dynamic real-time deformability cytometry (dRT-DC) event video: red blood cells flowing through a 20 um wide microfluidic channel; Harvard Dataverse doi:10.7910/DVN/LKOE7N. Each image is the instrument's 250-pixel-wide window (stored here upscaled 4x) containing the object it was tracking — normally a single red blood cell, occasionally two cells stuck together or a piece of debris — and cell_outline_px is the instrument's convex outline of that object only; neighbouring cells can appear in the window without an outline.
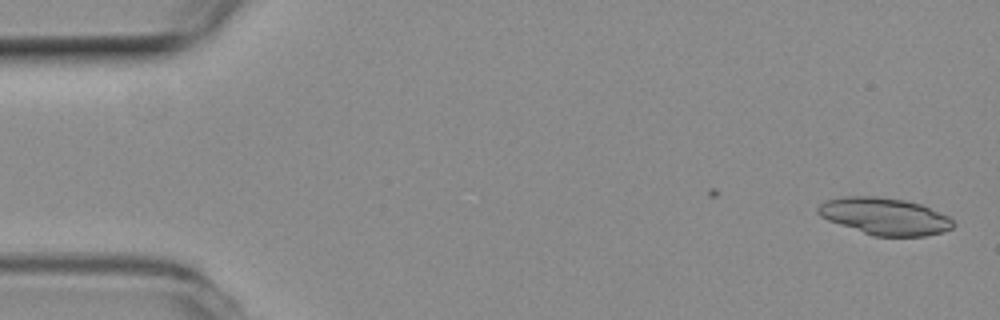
{"species": "common noctule bat (a hibernating species)", "species_latin": "Nyctalus noctula", "temperature_condition": "room temperature", "stored_images_in_passage": 44, "camera_frame_rate_fps": 3000, "um_per_image_px": 0.085, "animal": {"sex": "female", "body_mass_g": 19.3, "forearm_length_mm": 54.1}, "frame": {"image": 1, "passage_image": 1, "time_ms": 0.0, "image_size_px": [1000, 320], "cell_outline_px": [[956, 224], [952, 228], [940, 232], [924, 236], [872, 236], [828, 220], [820, 216], [816, 212], [816, 208], [824, 200], [844, 196], [876, 196], [904, 200], [920, 204], [948, 216]], "centroid_in_image_um": [75.15, 18.38], "position_along_channel_um": 9.8, "area_um2": 29.13}}